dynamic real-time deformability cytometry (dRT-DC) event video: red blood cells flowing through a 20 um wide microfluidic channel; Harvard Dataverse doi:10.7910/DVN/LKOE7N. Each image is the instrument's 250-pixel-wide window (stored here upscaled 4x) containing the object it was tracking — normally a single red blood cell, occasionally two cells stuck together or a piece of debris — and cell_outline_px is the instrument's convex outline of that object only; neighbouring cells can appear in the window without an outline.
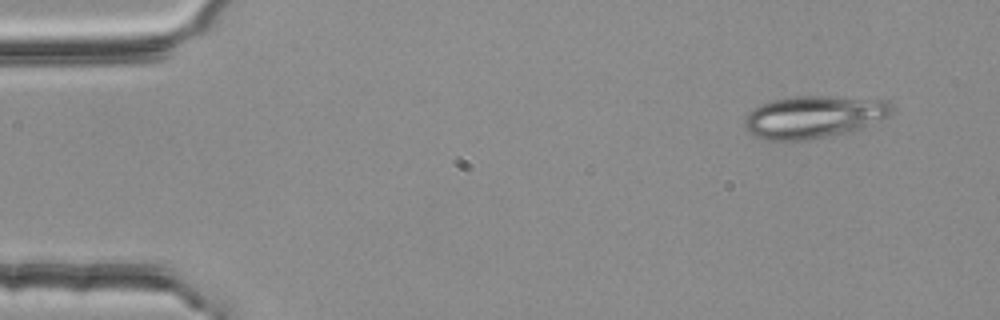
{"species": "common noctule bat (a hibernating species)", "species_latin": "Nyctalus noctula", "temperature_condition": "room temperature", "stored_images_in_passage": 4, "camera_frame_rate_fps": 3000, "um_per_image_px": 0.085, "animal": {"sex": "female", "body_mass_g": 25.1}, "frame": {"image": 1, "passage_image": 1, "time_ms": 0.0, "image_size_px": [1000, 320], "cell_outline_px": [[892, 112], [888, 116], [864, 128], [852, 132], [804, 140], [764, 140], [748, 132], [744, 124], [744, 116], [748, 112], [772, 100], [792, 96], [828, 96], [888, 100], [892, 108]], "centroid_in_image_um": [69.18, 9.94], "position_along_channel_um": 15.8, "area_um2": 36.47}}